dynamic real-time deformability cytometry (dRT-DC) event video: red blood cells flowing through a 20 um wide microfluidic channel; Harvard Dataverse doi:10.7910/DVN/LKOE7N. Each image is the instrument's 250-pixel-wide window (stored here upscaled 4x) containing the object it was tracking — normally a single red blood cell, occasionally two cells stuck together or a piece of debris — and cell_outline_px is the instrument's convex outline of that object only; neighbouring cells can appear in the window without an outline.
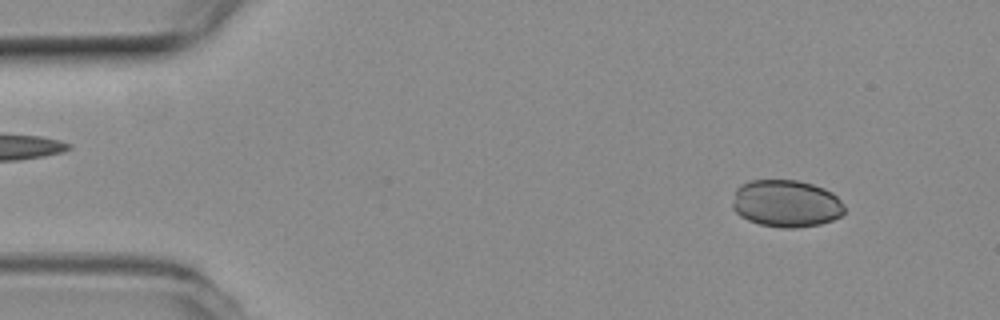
{"species": "common noctule bat (a hibernating species)", "species_latin": "Nyctalus noctula", "temperature_condition": "room temperature", "stored_images_in_passage": 52, "camera_frame_rate_fps": 3000, "um_per_image_px": 0.085, "animal": {"sex": "female", "body_mass_g": 19.3, "forearm_length_mm": 54.1}, "frame": {"image": 1, "passage_image": 5, "time_ms": 1.333, "image_size_px": [1000, 320], "cell_outline_px": [[844, 212], [840, 216], [832, 220], [820, 224], [796, 228], [780, 228], [760, 224], [748, 220], [740, 216], [732, 208], [732, 204], [736, 188], [740, 184], [752, 180], [796, 180], [812, 184], [824, 188], [832, 192], [840, 200], [844, 208]], "centroid_in_image_um": [66.8, 17.3], "position_along_channel_um": 18.2, "area_um2": 30.92}}
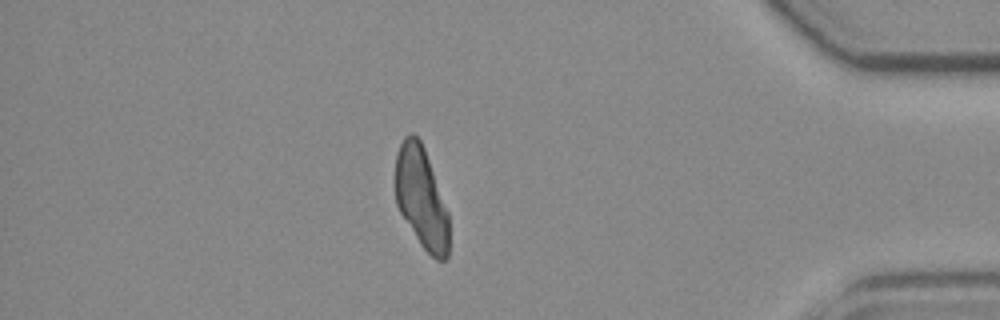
{"frame": {"image": 2, "passage_image": 45, "time_ms": 14.667, "image_size_px": [1000, 320], "cell_outline_px": [[448, 256], [444, 260], [436, 260], [420, 244], [400, 212], [396, 204], [396, 152], [404, 136], [408, 132], [412, 132], [420, 140], [424, 148], [448, 212]], "centroid_in_image_um": [35.8, 16.8], "position_along_channel_um": 399.4, "area_um2": 31.33}}